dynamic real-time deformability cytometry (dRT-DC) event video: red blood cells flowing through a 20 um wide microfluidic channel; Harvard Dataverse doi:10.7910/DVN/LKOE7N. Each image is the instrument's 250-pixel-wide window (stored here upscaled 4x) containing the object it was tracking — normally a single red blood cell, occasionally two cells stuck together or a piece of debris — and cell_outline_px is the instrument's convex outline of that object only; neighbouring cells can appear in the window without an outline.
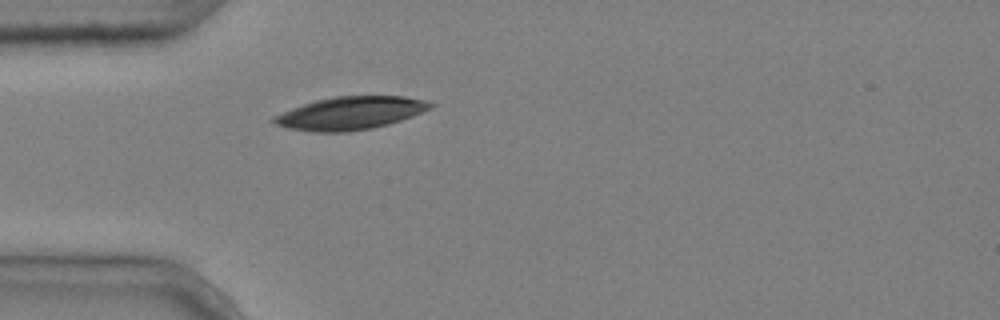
{"species": "common noctule bat (a hibernating species)", "species_latin": "Nyctalus noctula", "temperature_condition": "cold", "stored_images_in_passage": 1, "camera_frame_rate_fps": 3000, "um_per_image_px": 0.085, "animal": {"sex": "male", "body_mass_g": 20.4}, "frame": {"image": 1, "passage_image": 1, "time_ms": 0.0, "image_size_px": [1000, 320], "cell_outline_px": [[436, 104], [432, 108], [412, 116], [388, 124], [372, 128], [348, 132], [308, 132], [288, 128], [276, 124], [268, 120], [272, 116], [292, 108], [316, 100], [336, 96], [404, 96], [424, 100]], "centroid_in_image_um": [29.75, 9.62], "position_along_channel_um": 55.2, "area_um2": 30.11}}